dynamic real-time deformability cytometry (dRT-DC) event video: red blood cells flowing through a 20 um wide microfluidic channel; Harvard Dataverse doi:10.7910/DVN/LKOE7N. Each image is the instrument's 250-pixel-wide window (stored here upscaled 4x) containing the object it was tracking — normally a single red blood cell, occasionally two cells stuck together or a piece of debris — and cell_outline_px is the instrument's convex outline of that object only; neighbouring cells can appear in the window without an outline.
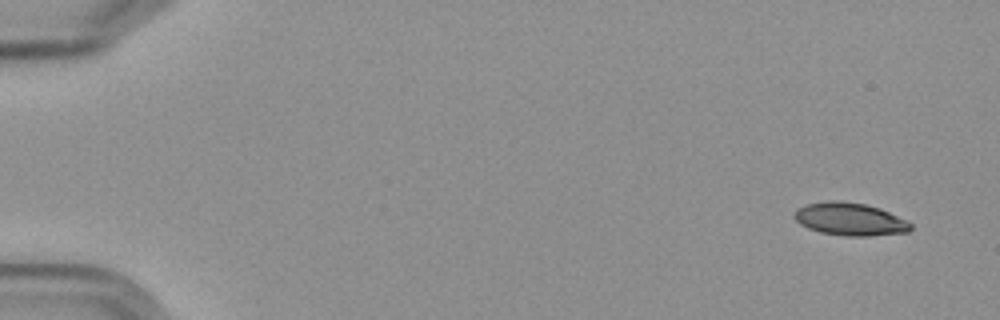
{"species": "Egyptian fruit bat (a non-hibernating species)", "species_latin": "Rousettus aegyptiacus", "temperature_condition": "cold", "stored_images_in_passage": 5, "camera_frame_rate_fps": 3000, "um_per_image_px": 0.085, "frame": {"image": 1, "passage_image": 1, "time_ms": 0.0, "image_size_px": [1000, 320], "cell_outline_px": [[912, 228], [908, 232], [868, 236], [848, 236], [820, 232], [808, 228], [800, 224], [792, 216], [796, 208], [808, 204], [828, 200], [836, 200], [864, 204], [880, 208], [912, 224]], "centroid_in_image_um": [72.2, 18.63], "position_along_channel_um": 12.8, "area_um2": 22.08}}
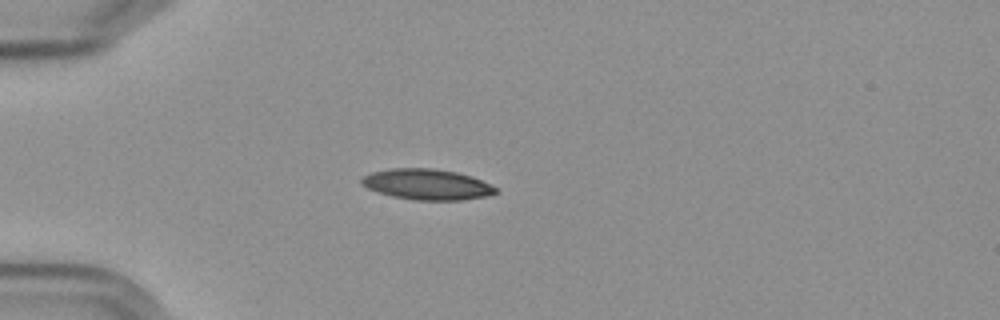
{"frame": {"image": 2, "passage_image": 4, "time_ms": 4.333, "image_size_px": [1000, 320], "cell_outline_px": [[496, 192], [484, 196], [460, 200], [416, 200], [396, 196], [380, 192], [368, 188], [360, 184], [360, 180], [364, 176], [372, 172], [392, 168], [432, 168], [456, 172], [472, 176], [496, 188]], "centroid_in_image_um": [36.26, 15.66], "position_along_channel_um": 48.7, "area_um2": 23.52}}